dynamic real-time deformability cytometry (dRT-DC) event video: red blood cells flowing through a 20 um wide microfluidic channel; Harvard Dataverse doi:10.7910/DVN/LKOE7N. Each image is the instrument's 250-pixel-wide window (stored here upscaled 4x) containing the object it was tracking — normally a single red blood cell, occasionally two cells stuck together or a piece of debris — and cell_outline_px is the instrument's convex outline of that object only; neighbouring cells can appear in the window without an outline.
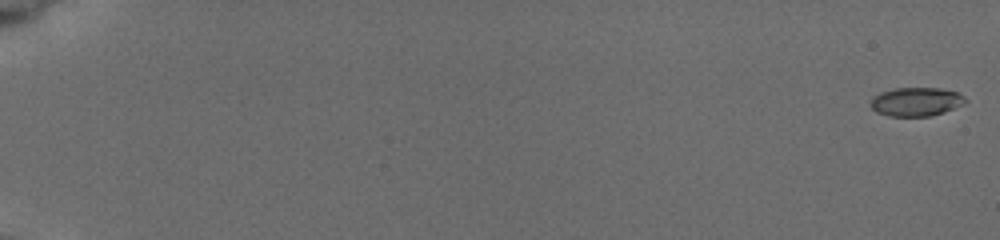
{"species": "common noctule bat (a hibernating species)", "species_latin": "Nyctalus noctula", "temperature_condition": "cold", "stored_images_in_passage": 6, "camera_frame_rate_fps": 3000, "um_per_image_px": 0.085, "animal": {"sex": "female", "body_mass_g": 19.5, "forearm_length_mm": 54.1}, "frame": {"image": 1, "passage_image": 1, "time_ms": 0.0, "image_size_px": [1000, 240], "cell_outline_px": [[968, 100], [964, 104], [944, 112], [932, 116], [888, 116], [876, 112], [872, 108], [872, 96], [880, 92], [896, 88], [940, 88], [956, 92], [964, 96]], "centroid_in_image_um": [77.88, 8.65], "position_along_channel_um": 7.1, "area_um2": 15.9}}
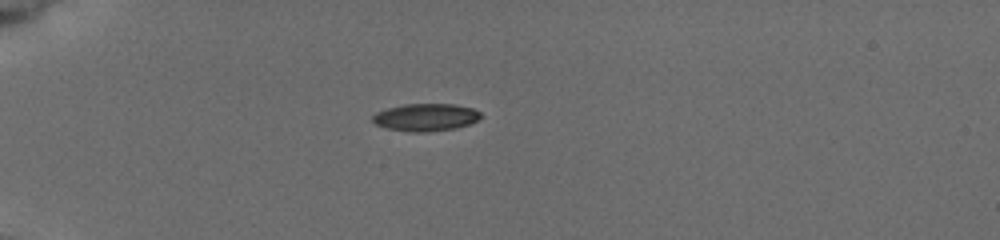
{"frame": {"image": 2, "passage_image": 6, "time_ms": 5.667, "image_size_px": [1000, 240], "cell_outline_px": [[480, 116], [476, 120], [468, 124], [456, 128], [428, 132], [412, 132], [384, 128], [376, 124], [372, 120], [372, 116], [376, 112], [388, 108], [404, 104], [456, 104], [472, 108], [480, 112]], "centroid_in_image_um": [36.15, 9.97], "position_along_channel_um": 48.8, "area_um2": 17.28}}